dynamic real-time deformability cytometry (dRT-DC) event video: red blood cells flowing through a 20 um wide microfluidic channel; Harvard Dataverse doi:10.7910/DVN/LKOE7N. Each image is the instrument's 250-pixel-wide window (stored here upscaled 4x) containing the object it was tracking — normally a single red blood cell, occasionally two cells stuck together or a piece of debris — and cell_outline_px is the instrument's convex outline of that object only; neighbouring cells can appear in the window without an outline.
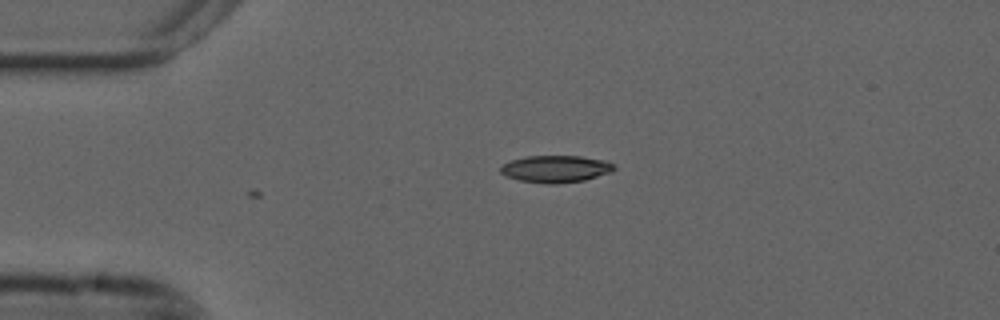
{"species": "common noctule bat (a hibernating species)", "species_latin": "Nyctalus noctula", "temperature_condition": "cold", "stored_images_in_passage": 3, "camera_frame_rate_fps": 3000, "um_per_image_px": 0.085, "animal": {"sex": "male", "forearm_length_mm": 52.5}, "frame": {"image": 1, "passage_image": 3, "time_ms": 0.667, "image_size_px": [1000, 320], "cell_outline_px": [[616, 168], [612, 172], [584, 180], [556, 184], [544, 184], [520, 180], [504, 176], [500, 172], [500, 168], [504, 164], [512, 160], [528, 156], [580, 156], [604, 160], [612, 164]], "centroid_in_image_um": [47.23, 14.36], "position_along_channel_um": 37.8, "area_um2": 17.86}}